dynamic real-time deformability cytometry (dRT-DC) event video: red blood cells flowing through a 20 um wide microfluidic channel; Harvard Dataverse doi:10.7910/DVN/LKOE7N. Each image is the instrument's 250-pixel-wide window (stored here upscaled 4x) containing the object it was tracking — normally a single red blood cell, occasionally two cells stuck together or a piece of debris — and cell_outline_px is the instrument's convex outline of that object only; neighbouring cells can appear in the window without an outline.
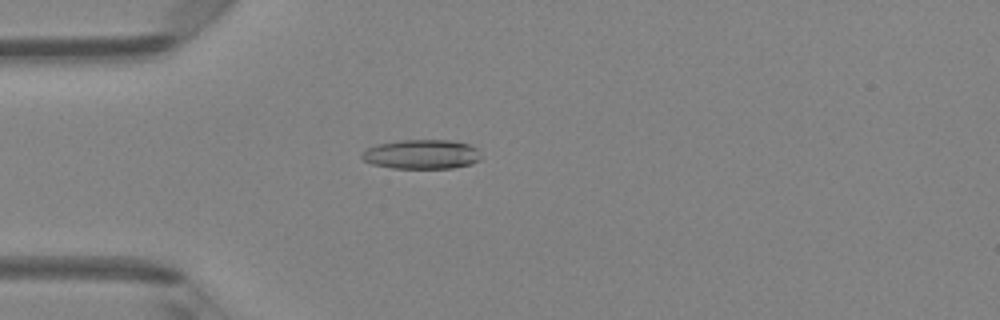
{"species": "Egyptian fruit bat (a non-hibernating species)", "species_latin": "Rousettus aegyptiacus", "temperature_condition": "room temperature", "stored_images_in_passage": 3, "camera_frame_rate_fps": 3000, "um_per_image_px": 0.085, "animal": {"sex": "female"}, "frame": {"image": 1, "passage_image": 3, "time_ms": 0.667, "image_size_px": [1000, 320], "cell_outline_px": [[480, 160], [472, 164], [452, 168], [392, 168], [372, 164], [364, 160], [360, 156], [360, 152], [376, 144], [400, 140], [448, 140], [468, 144], [476, 148], [480, 156]], "centroid_in_image_um": [35.81, 13.11], "position_along_channel_um": 49.2, "area_um2": 20.46}}